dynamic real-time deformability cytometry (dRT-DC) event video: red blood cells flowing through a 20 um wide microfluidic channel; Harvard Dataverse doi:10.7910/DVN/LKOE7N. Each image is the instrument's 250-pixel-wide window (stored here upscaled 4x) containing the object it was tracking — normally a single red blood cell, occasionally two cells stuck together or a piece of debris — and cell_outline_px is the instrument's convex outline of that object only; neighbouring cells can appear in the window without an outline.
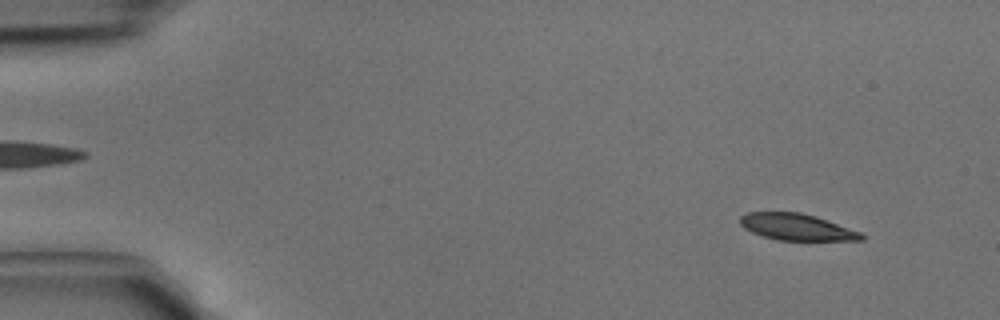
{"species": "common noctule bat (a hibernating species)", "species_latin": "Nyctalus noctula", "temperature_condition": "cold", "stored_images_in_passage": 43, "camera_frame_rate_fps": 3000, "um_per_image_px": 0.085, "animal": {"sex": "male", "body_mass_g": 15.6}, "frame": {"image": 1, "passage_image": 3, "time_ms": 0.667, "image_size_px": [1000, 320], "cell_outline_px": [[864, 240], [776, 240], [752, 232], [744, 228], [740, 224], [740, 216], [748, 212], [800, 212], [816, 216], [860, 232], [864, 236]], "centroid_in_image_um": [67.69, 19.29], "position_along_channel_um": 17.3, "area_um2": 18.61}}
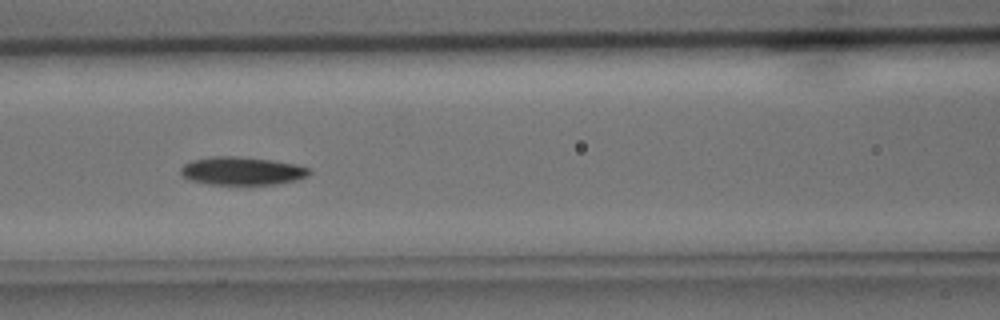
{"frame": {"image": 2, "passage_image": 18, "time_ms": 5.667, "image_size_px": [1000, 320], "cell_outline_px": [[312, 172], [308, 176], [296, 180], [276, 184], [208, 184], [188, 180], [180, 172], [180, 168], [184, 164], [192, 160], [212, 156], [236, 156], [272, 160], [296, 164], [312, 168]], "centroid_in_image_um": [20.59, 14.52], "position_along_channel_um": 146.0, "area_um2": 21.21}}
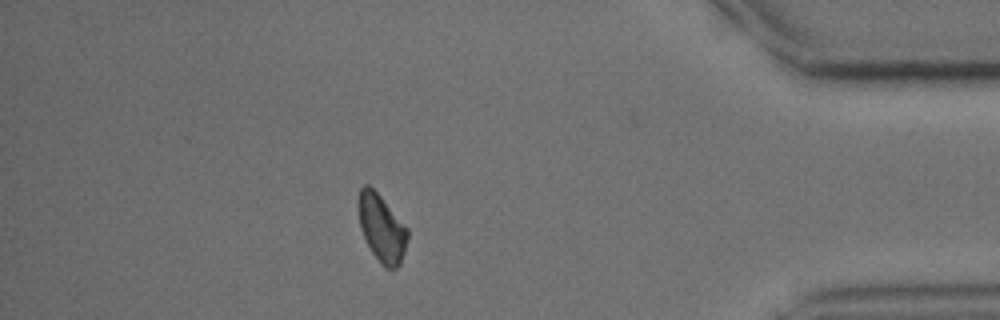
{"frame": {"image": 3, "passage_image": 37, "time_ms": 12.0, "image_size_px": [1000, 320], "cell_outline_px": [[408, 236], [404, 252], [400, 264], [396, 268], [384, 268], [372, 252], [360, 228], [356, 208], [356, 204], [360, 188], [364, 184], [368, 184], [380, 196], [408, 228]], "centroid_in_image_um": [32.41, 19.37], "position_along_channel_um": 402.8, "area_um2": 19.36}}